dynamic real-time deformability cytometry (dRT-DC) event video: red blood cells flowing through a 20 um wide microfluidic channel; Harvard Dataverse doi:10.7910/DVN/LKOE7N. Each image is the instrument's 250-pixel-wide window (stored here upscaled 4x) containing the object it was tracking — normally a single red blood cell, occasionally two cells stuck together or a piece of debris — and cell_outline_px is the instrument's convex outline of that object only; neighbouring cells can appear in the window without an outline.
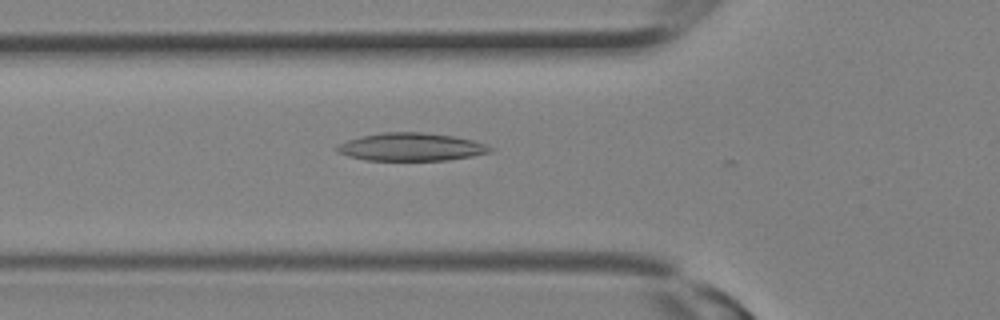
{"species": "Egyptian fruit bat (a non-hibernating species)", "species_latin": "Rousettus aegyptiacus", "temperature_condition": "room temperature", "stored_images_in_passage": 12, "camera_frame_rate_fps": 3000, "um_per_image_px": 0.085, "animal": {"sex": "female"}, "frame": {"image": 1, "passage_image": 10, "time_ms": 3.0, "image_size_px": [1000, 320], "cell_outline_px": [[492, 152], [472, 156], [448, 160], [364, 160], [348, 156], [340, 152], [336, 148], [340, 144], [348, 140], [360, 136], [384, 132], [424, 132], [452, 136], [472, 140], [484, 144], [492, 148]], "centroid_in_image_um": [34.96, 12.49], "position_along_channel_um": 90.8, "area_um2": 24.68}}
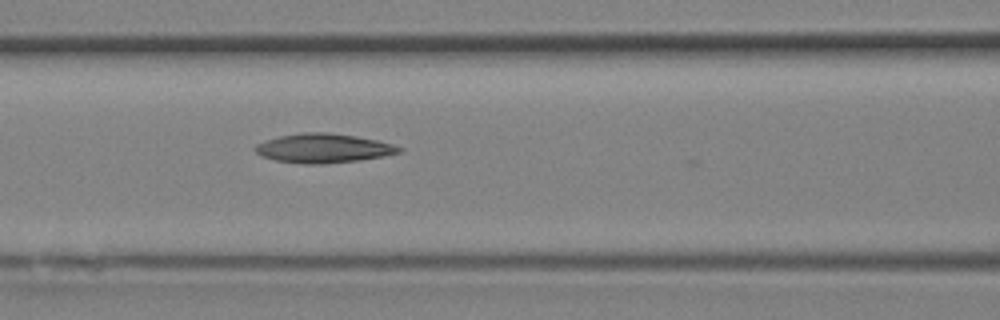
{"frame": {"image": 2, "passage_image": 12, "time_ms": 3.667, "image_size_px": [1000, 320], "cell_outline_px": [[404, 148], [400, 152], [384, 156], [360, 160], [320, 164], [304, 164], [276, 160], [264, 156], [256, 152], [252, 148], [256, 144], [264, 140], [280, 136], [300, 132], [328, 132], [356, 136], [376, 140], [392, 144]], "centroid_in_image_um": [27.47, 12.59], "position_along_channel_um": 139.1, "area_um2": 24.45}}